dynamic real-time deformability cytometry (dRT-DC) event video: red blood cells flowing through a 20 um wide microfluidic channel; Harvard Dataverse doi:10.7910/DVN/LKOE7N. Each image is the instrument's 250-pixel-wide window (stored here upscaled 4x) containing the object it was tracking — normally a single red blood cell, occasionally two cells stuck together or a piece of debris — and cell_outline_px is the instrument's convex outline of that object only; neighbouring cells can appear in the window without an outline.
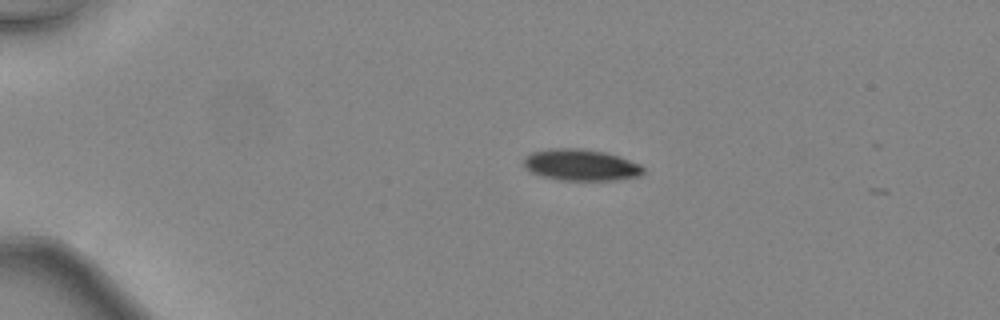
{"species": "common noctule bat (a hibernating species)", "species_latin": "Nyctalus noctula", "temperature_condition": "warm", "stored_images_in_passage": 41, "camera_frame_rate_fps": 3000, "um_per_image_px": 0.085, "animal": {"sex": "female", "body_mass_g": 24.6, "forearm_length_mm": 56.2}, "frame": {"image": 1, "passage_image": 5, "time_ms": 1.333, "image_size_px": [1000, 320], "cell_outline_px": [[644, 172], [640, 176], [616, 180], [560, 180], [540, 176], [528, 172], [524, 168], [524, 156], [532, 152], [548, 148], [580, 148], [604, 152], [620, 156], [640, 164], [644, 168]], "centroid_in_image_um": [49.34, 14.02], "position_along_channel_um": 35.7, "area_um2": 22.25}}
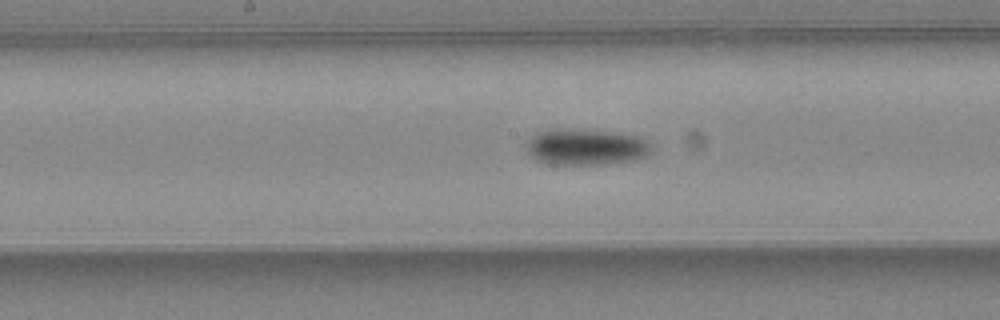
{"frame": {"image": 2, "passage_image": 20, "time_ms": 6.333, "image_size_px": [1000, 320], "cell_outline_px": [[652, 152], [636, 160], [604, 164], [552, 164], [536, 160], [528, 152], [528, 140], [536, 132], [548, 128], [580, 128], [624, 132], [640, 136], [648, 140], [652, 144]], "centroid_in_image_um": [49.87, 12.45], "position_along_channel_um": 198.3, "area_um2": 27.22}}
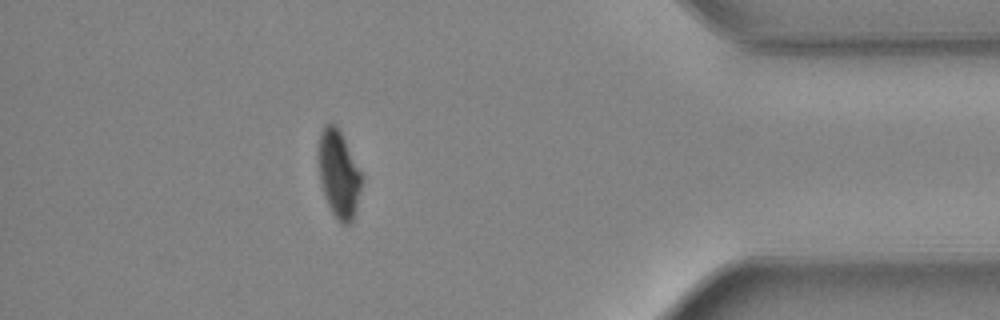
{"frame": {"image": 3, "passage_image": 36, "time_ms": 11.667, "image_size_px": [1000, 320], "cell_outline_px": [[364, 176], [356, 208], [352, 220], [348, 224], [340, 224], [336, 220], [328, 204], [320, 180], [320, 132], [324, 124], [336, 124]], "centroid_in_image_um": [28.83, 14.82], "position_along_channel_um": 406.4, "area_um2": 21.62}, "authors_computed_cell_mechanics": {"area_um2": 23.7558, "velocity_mm_per_s": 4.5511, "shape_relaxation_time_tau1_ms": 2.4373, "shape_relaxation_time_tau2_ms": null, "deformation_change_tau1": 0.1124, "deformation_change_tau2": null}}